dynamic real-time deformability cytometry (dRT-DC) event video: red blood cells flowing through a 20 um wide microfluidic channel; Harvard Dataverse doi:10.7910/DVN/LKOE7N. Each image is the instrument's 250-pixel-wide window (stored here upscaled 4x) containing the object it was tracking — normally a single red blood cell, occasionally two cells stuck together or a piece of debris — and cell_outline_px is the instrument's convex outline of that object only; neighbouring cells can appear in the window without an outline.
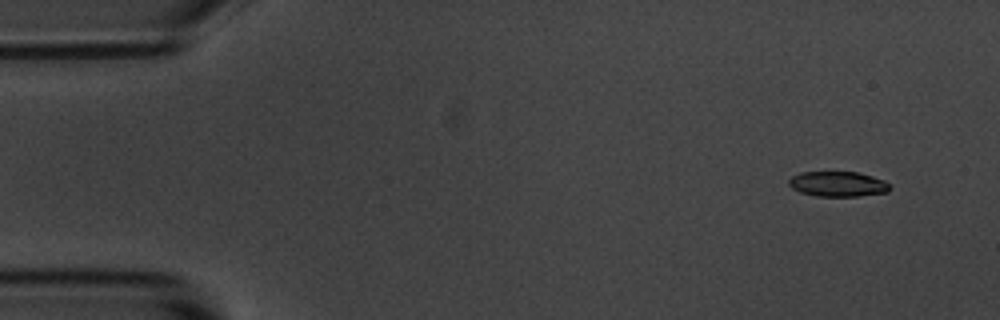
{"species": "common noctule bat (a hibernating species)", "species_latin": "Nyctalus noctula", "temperature_condition": "room temperature", "stored_images_in_passage": 9, "camera_frame_rate_fps": 3000, "um_per_image_px": 0.085, "animal": {"sex": "male", "body_mass_g": 20.1, "forearm_length_mm": 53.5}, "frame": {"image": 1, "passage_image": 1, "time_ms": 0.0, "image_size_px": [1000, 320], "cell_outline_px": [[892, 188], [888, 192], [860, 196], [816, 196], [800, 192], [792, 188], [788, 184], [788, 180], [792, 176], [800, 172], [860, 172], [884, 180], [892, 184]], "centroid_in_image_um": [71.26, 15.64], "position_along_channel_um": 13.7, "area_um2": 15.03}}
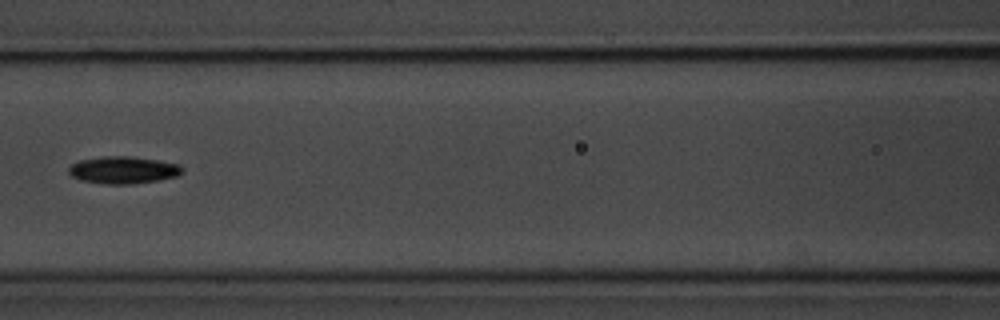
{"frame": {"image": 2, "passage_image": 6, "time_ms": 6.667, "image_size_px": [1000, 320], "cell_outline_px": [[184, 172], [176, 176], [160, 180], [132, 184], [108, 184], [80, 180], [72, 176], [68, 172], [68, 168], [72, 164], [80, 160], [104, 156], [128, 156], [160, 160], [180, 164], [184, 168]], "centroid_in_image_um": [10.51, 14.45], "position_along_channel_um": 156.1, "area_um2": 18.15}}
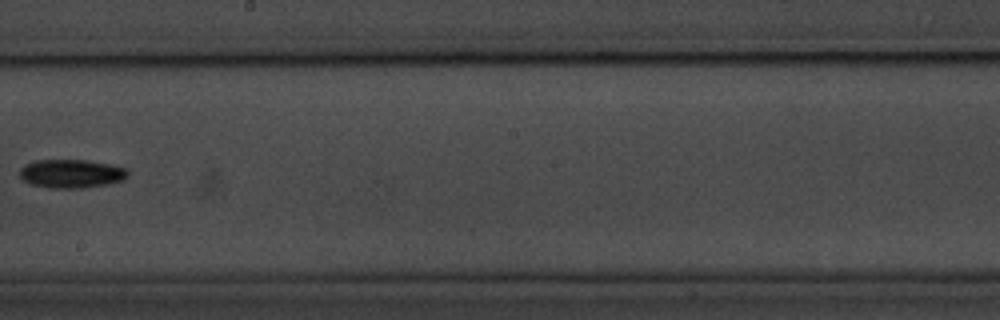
{"frame": {"image": 3, "passage_image": 8, "time_ms": 9.0, "image_size_px": [1000, 320], "cell_outline_px": [[128, 176], [124, 180], [108, 184], [80, 188], [48, 188], [32, 184], [24, 180], [20, 176], [20, 168], [24, 164], [36, 160], [88, 160], [128, 168]], "centroid_in_image_um": [6.08, 14.76], "position_along_channel_um": 242.1, "area_um2": 18.09}}